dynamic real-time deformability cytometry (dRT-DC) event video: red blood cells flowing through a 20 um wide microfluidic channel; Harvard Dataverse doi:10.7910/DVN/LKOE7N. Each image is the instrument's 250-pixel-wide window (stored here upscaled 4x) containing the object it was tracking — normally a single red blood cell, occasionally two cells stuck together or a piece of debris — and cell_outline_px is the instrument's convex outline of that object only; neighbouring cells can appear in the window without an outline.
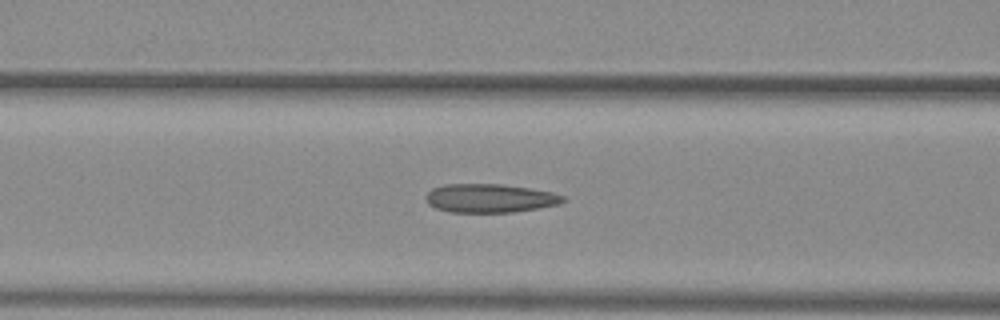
{"species": "common noctule bat (a hibernating species)", "species_latin": "Nyctalus noctula", "temperature_condition": "warm", "stored_images_in_passage": 26, "camera_frame_rate_fps": 3000, "um_per_image_px": 0.085, "animal": {"sex": "female", "body_mass_g": 29.2, "forearm_length_mm": 56.3}, "frame": {"image": 1, "passage_image": 6, "time_ms": 1.667, "image_size_px": [1000, 320], "cell_outline_px": [[568, 200], [560, 204], [540, 208], [512, 212], [448, 212], [436, 208], [428, 204], [424, 196], [432, 188], [444, 184], [500, 184], [528, 188], [552, 192], [564, 196]], "centroid_in_image_um": [41.64, 16.85], "position_along_channel_um": 125.0, "area_um2": 23.06}}
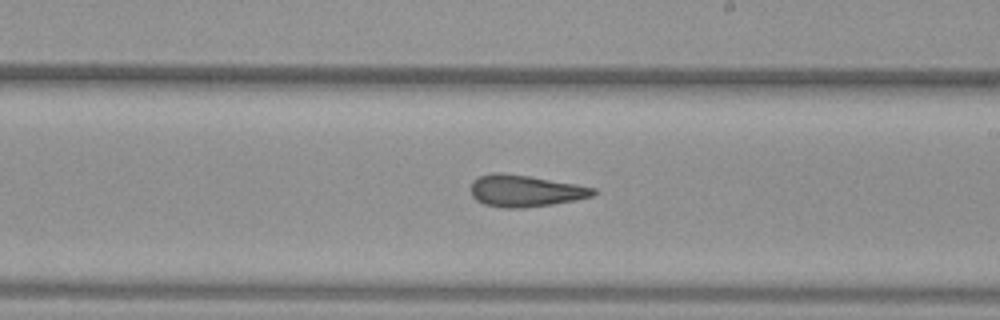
{"frame": {"image": 2, "passage_image": 15, "time_ms": 4.667, "image_size_px": [1000, 320], "cell_outline_px": [[596, 196], [576, 200], [552, 204], [524, 208], [504, 208], [484, 204], [476, 200], [472, 196], [472, 180], [480, 176], [492, 172], [500, 172], [528, 176], [576, 184], [596, 188]], "centroid_in_image_um": [44.66, 16.23], "position_along_channel_um": 244.3, "area_um2": 22.72}}
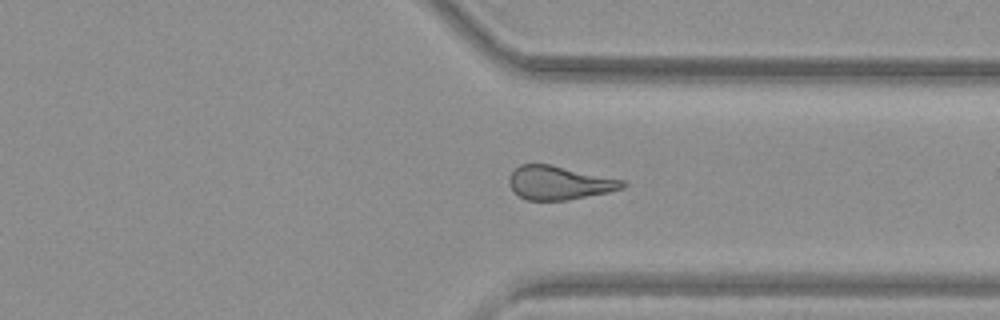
{"frame": {"image": 3, "passage_image": 24, "time_ms": 7.667, "image_size_px": [1000, 320], "cell_outline_px": [[628, 184], [624, 188], [608, 192], [568, 200], [528, 200], [520, 196], [508, 184], [508, 176], [520, 164], [552, 164], [624, 180]], "centroid_in_image_um": [47.55, 15.53], "position_along_channel_um": 363.8, "area_um2": 22.31}}